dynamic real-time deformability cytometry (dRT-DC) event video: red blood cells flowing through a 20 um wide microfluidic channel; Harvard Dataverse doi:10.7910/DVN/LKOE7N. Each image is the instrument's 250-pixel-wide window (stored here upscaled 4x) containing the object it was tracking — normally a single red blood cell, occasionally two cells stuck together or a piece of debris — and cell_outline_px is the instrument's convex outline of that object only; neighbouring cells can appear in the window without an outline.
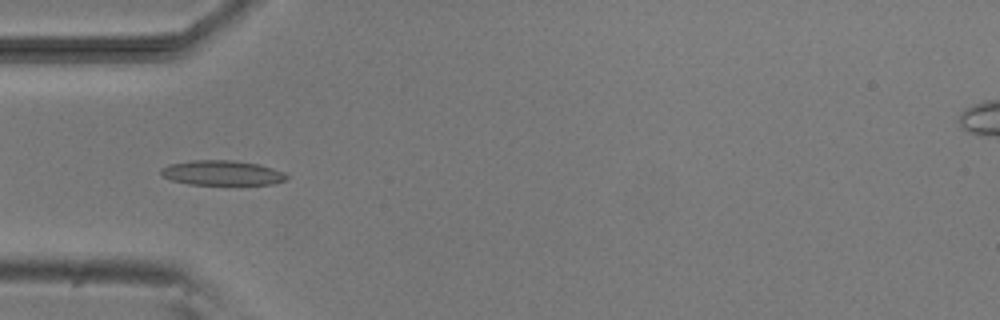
{"species": "common noctule bat (a hibernating species)", "species_latin": "Nyctalus noctula", "temperature_condition": "room temperature", "stored_images_in_passage": 9, "camera_frame_rate_fps": 3000, "um_per_image_px": 0.085, "animal": {"sex": "male", "body_mass_g": 20.5, "forearm_length_mm": 52.5}, "frame": {"image": 1, "passage_image": 3, "time_ms": 3.333, "image_size_px": [1000, 320], "cell_outline_px": [[288, 176], [284, 180], [272, 184], [188, 184], [172, 180], [160, 176], [160, 168], [168, 164], [192, 160], [232, 160], [260, 164], [284, 172]], "centroid_in_image_um": [18.82, 14.68], "position_along_channel_um": 66.2, "area_um2": 18.21}}
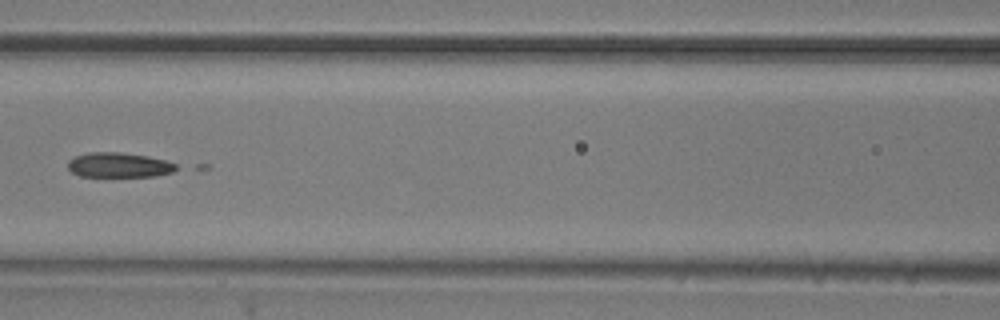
{"frame": {"image": 2, "passage_image": 5, "time_ms": 5.667, "image_size_px": [1000, 320], "cell_outline_px": [[180, 168], [172, 172], [156, 176], [80, 176], [72, 172], [68, 168], [68, 160], [76, 156], [88, 152], [120, 152], [148, 156], [164, 160], [176, 164]], "centroid_in_image_um": [10.12, 14.02], "position_along_channel_um": 156.5, "area_um2": 15.66}}
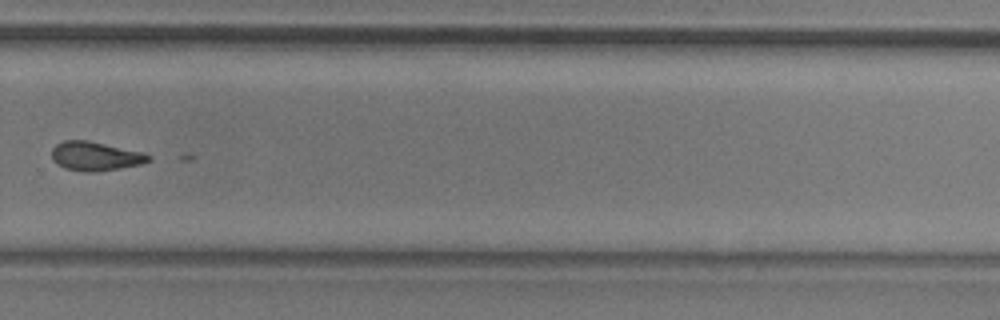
{"frame": {"image": 3, "passage_image": 9, "time_ms": 10.0, "image_size_px": [1000, 320], "cell_outline_px": [[152, 160], [140, 164], [92, 172], [84, 172], [64, 168], [56, 164], [52, 160], [52, 148], [56, 144], [64, 140], [88, 140], [140, 152], [152, 156]], "centroid_in_image_um": [8.05, 13.27], "position_along_channel_um": 321.8, "area_um2": 16.18}}